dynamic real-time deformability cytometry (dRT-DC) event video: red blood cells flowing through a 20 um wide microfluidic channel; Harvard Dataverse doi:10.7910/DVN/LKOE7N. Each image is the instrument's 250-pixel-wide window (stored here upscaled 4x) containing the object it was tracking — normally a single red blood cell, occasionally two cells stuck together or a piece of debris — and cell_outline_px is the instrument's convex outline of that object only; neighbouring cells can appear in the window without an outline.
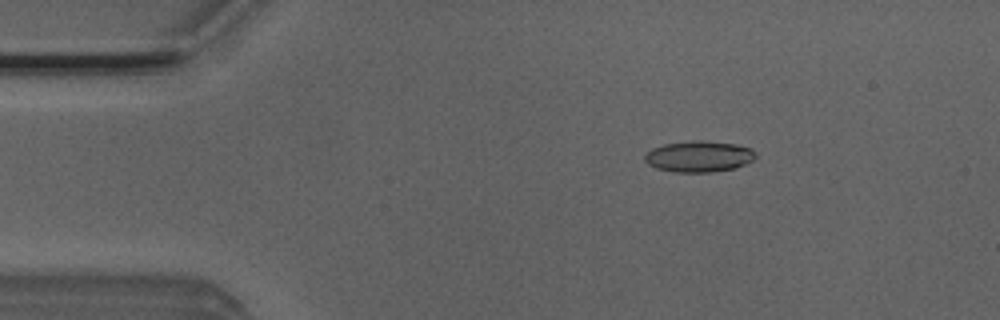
{"species": "Egyptian fruit bat (a non-hibernating species)", "species_latin": "Rousettus aegyptiacus", "temperature_condition": "room temperature", "stored_images_in_passage": 14, "camera_frame_rate_fps": 3000, "um_per_image_px": 0.085, "animal": {"sex": "male"}, "frame": {"image": 1, "passage_image": 8, "time_ms": 2.333, "image_size_px": [1000, 320], "cell_outline_px": [[756, 156], [752, 160], [736, 168], [712, 172], [676, 172], [656, 168], [648, 164], [644, 160], [644, 156], [652, 148], [664, 144], [696, 140], [700, 140], [736, 144], [748, 148], [756, 152]], "centroid_in_image_um": [59.39, 13.3], "position_along_channel_um": 25.6, "area_um2": 20.0}}